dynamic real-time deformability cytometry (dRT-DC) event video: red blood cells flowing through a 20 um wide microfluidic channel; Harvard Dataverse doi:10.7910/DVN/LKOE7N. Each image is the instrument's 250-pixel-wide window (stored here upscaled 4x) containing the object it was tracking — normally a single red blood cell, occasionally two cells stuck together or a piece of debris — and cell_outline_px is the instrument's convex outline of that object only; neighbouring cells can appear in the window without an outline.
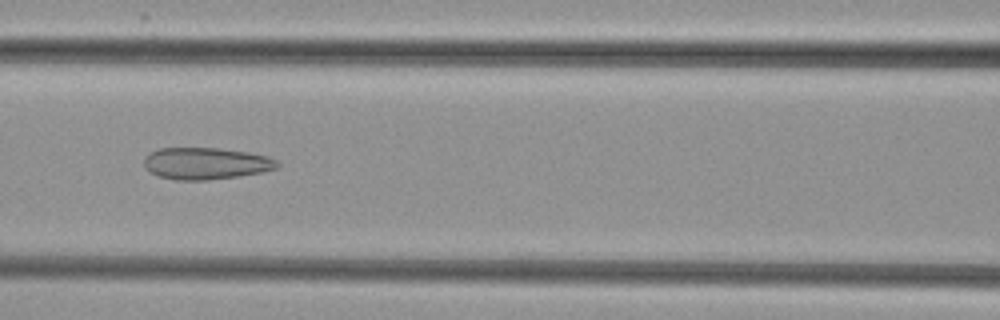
{"species": "common noctule bat (a hibernating species)", "species_latin": "Nyctalus noctula", "temperature_condition": "cold", "stored_images_in_passage": 9, "camera_frame_rate_fps": 3000, "um_per_image_px": 0.085, "animal": {"sex": "female", "body_mass_g": 29.2, "forearm_length_mm": 56.3}, "frame": {"image": 1, "passage_image": 7, "time_ms": 7.0, "image_size_px": [1000, 320], "cell_outline_px": [[280, 164], [276, 168], [260, 172], [240, 176], [208, 180], [176, 180], [160, 176], [144, 168], [144, 156], [160, 148], [220, 148], [248, 152], [268, 156], [276, 160]], "centroid_in_image_um": [17.5, 13.89], "position_along_channel_um": 149.1, "area_um2": 24.68}}
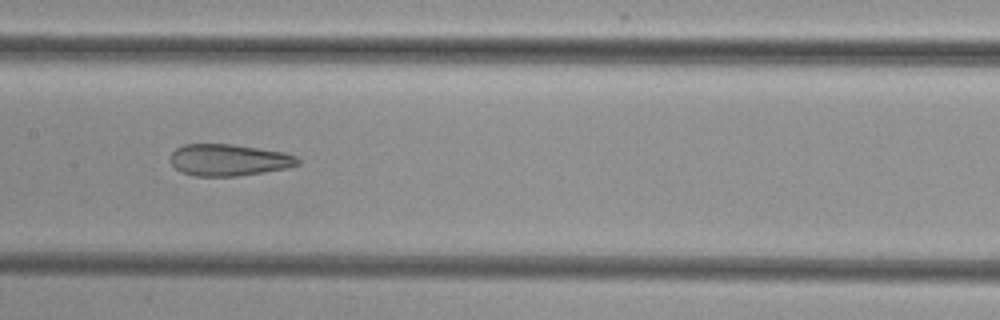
{"frame": {"image": 2, "passage_image": 8, "time_ms": 8.0, "image_size_px": [1000, 320], "cell_outline_px": [[300, 164], [288, 168], [264, 172], [236, 176], [196, 176], [180, 172], [168, 160], [172, 152], [176, 148], [184, 144], [232, 144], [284, 152], [296, 156], [300, 160]], "centroid_in_image_um": [19.44, 13.6], "position_along_channel_um": 188.0, "area_um2": 23.7}}
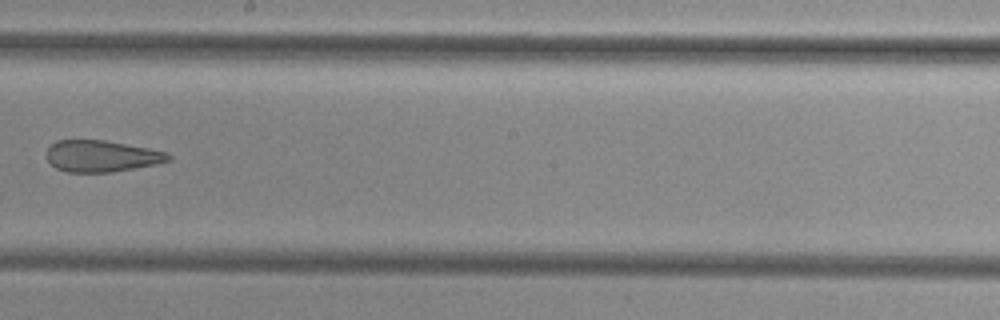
{"frame": {"image": 3, "passage_image": 9, "time_ms": 9.333, "image_size_px": [1000, 320], "cell_outline_px": [[172, 160], [156, 164], [112, 172], [68, 172], [56, 168], [48, 160], [48, 148], [56, 140], [104, 140], [148, 148], [164, 152], [172, 156]], "centroid_in_image_um": [8.64, 13.27], "position_along_channel_um": 239.6, "area_um2": 22.14}}